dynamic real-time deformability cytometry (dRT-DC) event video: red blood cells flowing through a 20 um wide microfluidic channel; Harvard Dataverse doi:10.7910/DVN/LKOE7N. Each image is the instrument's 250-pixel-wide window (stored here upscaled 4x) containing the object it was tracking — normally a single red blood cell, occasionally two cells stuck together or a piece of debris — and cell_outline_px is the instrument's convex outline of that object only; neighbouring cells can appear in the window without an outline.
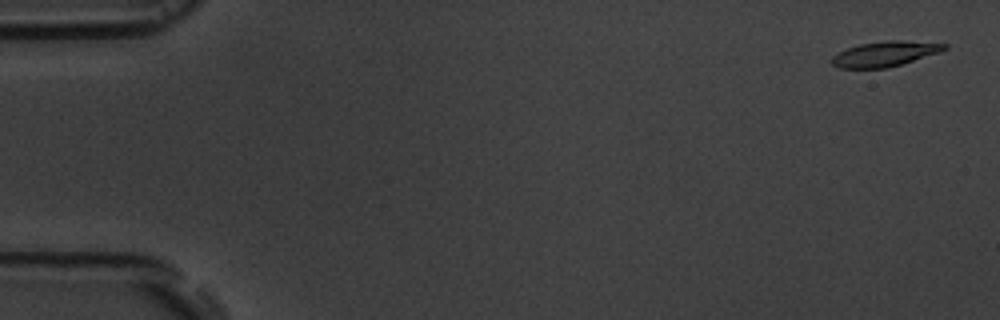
{"species": "common noctule bat (a hibernating species)", "species_latin": "Nyctalus noctula", "temperature_condition": "room temperature", "stored_images_in_passage": 5, "camera_frame_rate_fps": 3000, "um_per_image_px": 0.085, "animal": {"sex": "male", "body_mass_g": 19.5, "forearm_length_mm": 54.6}, "frame": {"image": 1, "passage_image": 1, "time_ms": 0.0, "image_size_px": [1000, 320], "cell_outline_px": [[948, 48], [940, 52], [888, 68], [840, 68], [832, 64], [832, 56], [848, 48], [860, 44], [888, 40], [900, 40], [948, 44]], "centroid_in_image_um": [75.24, 4.58], "position_along_channel_um": 9.8, "area_um2": 16.3}}
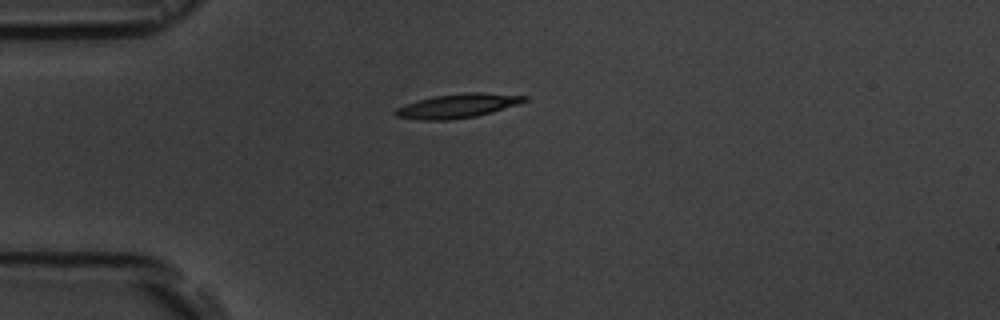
{"frame": {"image": 2, "passage_image": 4, "time_ms": 4.333, "image_size_px": [1000, 320], "cell_outline_px": [[528, 100], [492, 112], [476, 116], [448, 120], [420, 120], [396, 116], [392, 112], [396, 108], [420, 100], [436, 96], [464, 92], [480, 92], [528, 96]], "centroid_in_image_um": [38.9, 9.0], "position_along_channel_um": 46.1, "area_um2": 17.86}}